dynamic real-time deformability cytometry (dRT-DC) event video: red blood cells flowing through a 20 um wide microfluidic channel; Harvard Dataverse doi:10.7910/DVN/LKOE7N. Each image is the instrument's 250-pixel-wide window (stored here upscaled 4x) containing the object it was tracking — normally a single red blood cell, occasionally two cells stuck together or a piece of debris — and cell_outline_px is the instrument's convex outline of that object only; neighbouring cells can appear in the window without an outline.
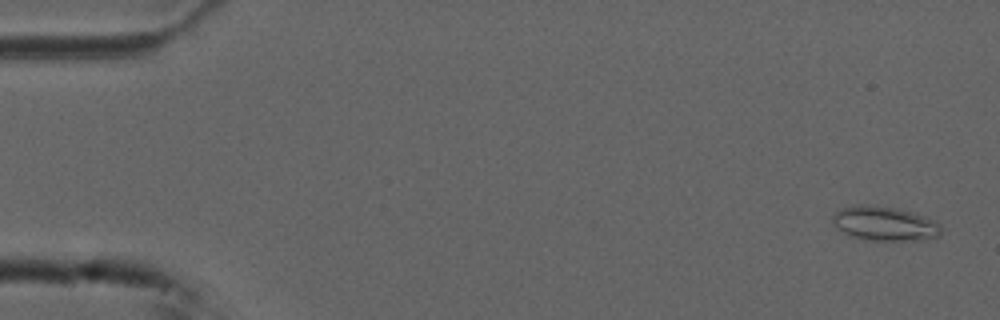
{"species": "common noctule bat (a hibernating species)", "species_latin": "Nyctalus noctula", "temperature_condition": "cold", "stored_images_in_passage": 54, "camera_frame_rate_fps": 3000, "um_per_image_px": 0.085, "animal": {"sex": "male", "forearm_length_mm": 52.5}, "frame": {"image": 1, "passage_image": 2, "time_ms": 0.333, "image_size_px": [1000, 320], "cell_outline_px": [[940, 236], [916, 240], [868, 240], [852, 236], [844, 232], [832, 220], [832, 216], [840, 208], [860, 204], [896, 208], [912, 212], [924, 216], [940, 224]], "centroid_in_image_um": [75.2, 19.0], "position_along_channel_um": 9.8, "area_um2": 21.27}}
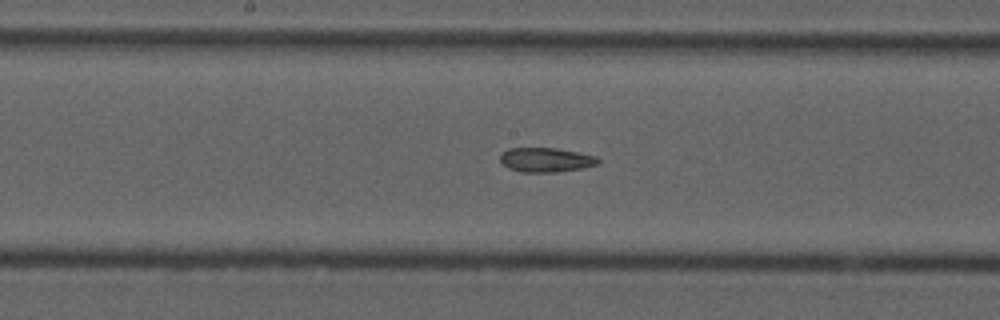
{"frame": {"image": 2, "passage_image": 28, "time_ms": 9.0, "image_size_px": [1000, 320], "cell_outline_px": [[600, 164], [584, 168], [556, 172], [524, 172], [508, 168], [500, 160], [500, 156], [508, 148], [556, 148], [596, 156], [600, 160]], "centroid_in_image_um": [46.44, 13.59], "position_along_channel_um": 201.8, "area_um2": 13.87}}
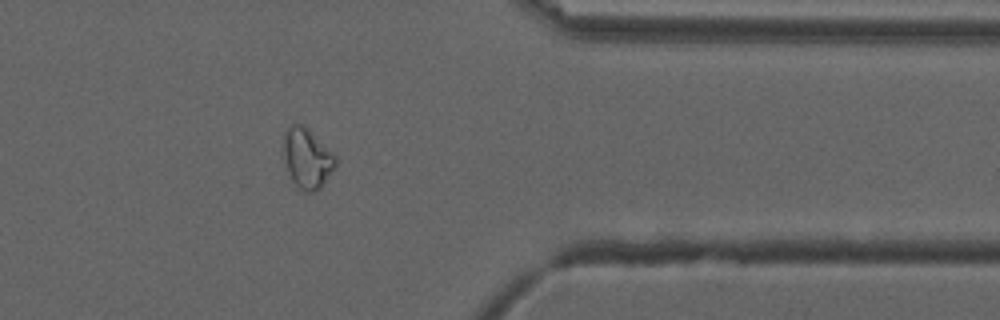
{"frame": {"image": 3, "passage_image": 44, "time_ms": 14.333, "image_size_px": [1000, 320], "cell_outline_px": [[336, 164], [320, 188], [316, 192], [300, 192], [292, 180], [288, 172], [284, 160], [284, 132], [292, 124], [300, 124], [308, 128], [336, 156]], "centroid_in_image_um": [26.09, 13.48], "position_along_channel_um": 385.3, "area_um2": 18.09}, "authors_computed_cell_mechanics": {"area_um2": 17.1377, "velocity_mm_per_s": 3.7268, "shape_relaxation_time_tau1_ms": null, "shape_relaxation_time_tau2_ms": 7.6085, "deformation_change_tau1": null, "deformation_change_tau2": 0.137}}